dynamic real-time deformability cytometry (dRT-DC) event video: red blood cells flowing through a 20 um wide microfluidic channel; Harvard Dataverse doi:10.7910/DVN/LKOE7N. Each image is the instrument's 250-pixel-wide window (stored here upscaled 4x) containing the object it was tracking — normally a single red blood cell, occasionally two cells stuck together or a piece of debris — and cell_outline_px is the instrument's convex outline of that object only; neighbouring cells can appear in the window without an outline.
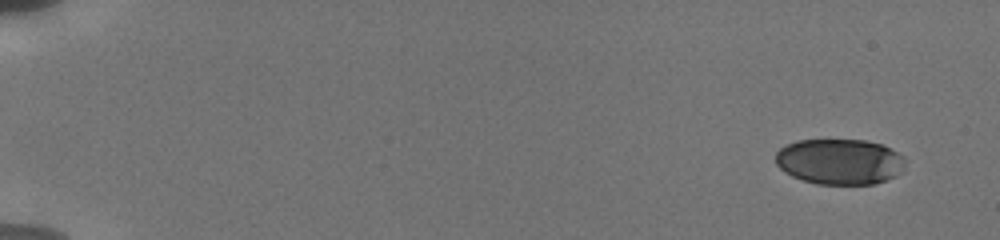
{"species": "human", "species_latin": "Homo sapiens", "temperature_condition": "cold", "stored_images_in_passage": 22, "camera_frame_rate_fps": 3000, "um_per_image_px": 0.085, "donor": {"sex": "male"}, "frame": {"image": 1, "passage_image": 1, "time_ms": 0.0, "image_size_px": [1000, 240], "cell_outline_px": [[904, 168], [896, 176], [888, 180], [876, 184], [816, 184], [792, 176], [784, 172], [776, 164], [776, 152], [780, 148], [796, 140], [864, 140], [880, 144], [892, 148], [904, 156]], "centroid_in_image_um": [71.39, 13.74], "position_along_channel_um": 13.6, "area_um2": 34.74}}
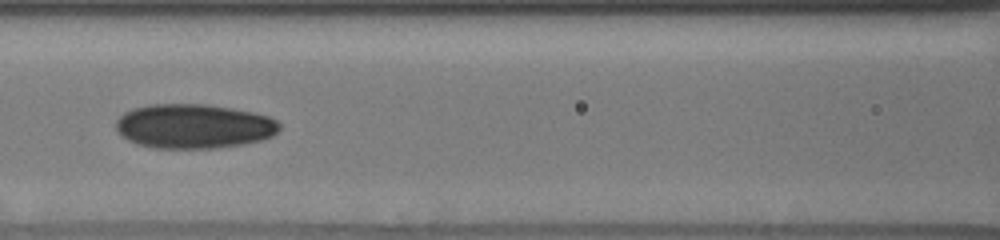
{"frame": {"image": 2, "passage_image": 11, "time_ms": 8.0, "image_size_px": [1000, 240], "cell_outline_px": [[280, 128], [272, 136], [260, 140], [244, 144], [216, 148], [152, 148], [136, 144], [128, 140], [116, 128], [116, 120], [124, 112], [132, 108], [148, 104], [208, 104], [252, 112], [268, 116], [276, 120], [280, 124]], "centroid_in_image_um": [16.46, 10.72], "position_along_channel_um": 150.1, "area_um2": 42.43}}
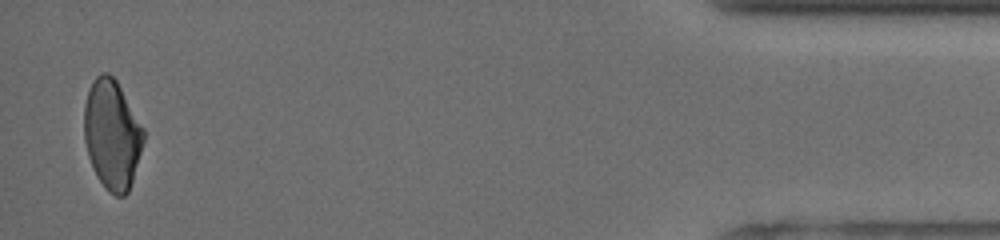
{"frame": {"image": 3, "passage_image": 22, "time_ms": 17.0, "image_size_px": [1000, 240], "cell_outline_px": [[144, 140], [132, 180], [128, 192], [124, 196], [116, 196], [108, 192], [96, 176], [88, 156], [84, 140], [84, 104], [92, 80], [100, 72], [108, 72], [116, 80], [144, 128]], "centroid_in_image_um": [9.51, 11.43], "position_along_channel_um": 425.7, "area_um2": 37.92}, "authors_computed_cell_mechanics": {"area_um2": 38.6104, "velocity_mm_per_s": 3.8314, "shape_relaxation_time_tau1_ms": 7.3761, "shape_relaxation_time_tau2_ms": 2.3895, "deformation_change_tau1": 0.1523, "deformation_change_tau2": 0.0737}}